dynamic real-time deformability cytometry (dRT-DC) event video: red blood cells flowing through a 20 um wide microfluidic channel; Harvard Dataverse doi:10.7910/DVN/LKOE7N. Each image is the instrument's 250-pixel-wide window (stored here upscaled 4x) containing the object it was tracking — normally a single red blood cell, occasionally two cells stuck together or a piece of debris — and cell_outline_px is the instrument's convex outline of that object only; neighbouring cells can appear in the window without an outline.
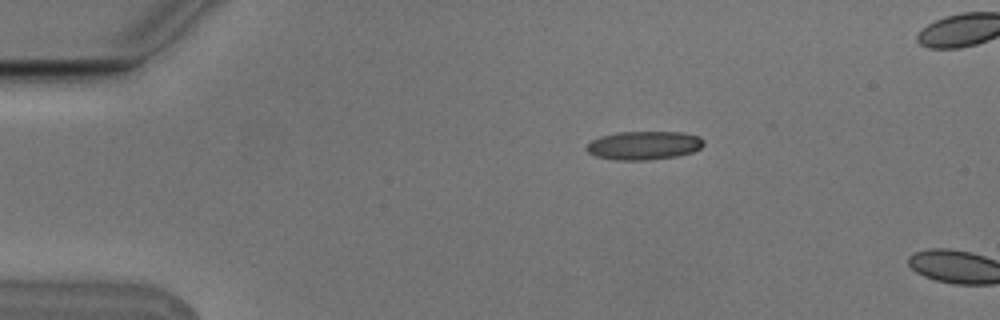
{"species": "Egyptian fruit bat (a non-hibernating species)", "species_latin": "Rousettus aegyptiacus", "temperature_condition": "cold", "stored_images_in_passage": 3, "camera_frame_rate_fps": 3000, "um_per_image_px": 0.085, "animal": {"sex": "male"}, "frame": {"image": 1, "passage_image": 2, "time_ms": 0.333, "image_size_px": [1000, 320], "cell_outline_px": [[704, 144], [700, 148], [692, 152], [676, 156], [648, 160], [620, 160], [596, 156], [588, 152], [584, 148], [592, 140], [600, 136], [616, 132], [680, 132], [700, 136], [704, 140]], "centroid_in_image_um": [54.73, 12.35], "position_along_channel_um": 30.3, "area_um2": 19.48}}